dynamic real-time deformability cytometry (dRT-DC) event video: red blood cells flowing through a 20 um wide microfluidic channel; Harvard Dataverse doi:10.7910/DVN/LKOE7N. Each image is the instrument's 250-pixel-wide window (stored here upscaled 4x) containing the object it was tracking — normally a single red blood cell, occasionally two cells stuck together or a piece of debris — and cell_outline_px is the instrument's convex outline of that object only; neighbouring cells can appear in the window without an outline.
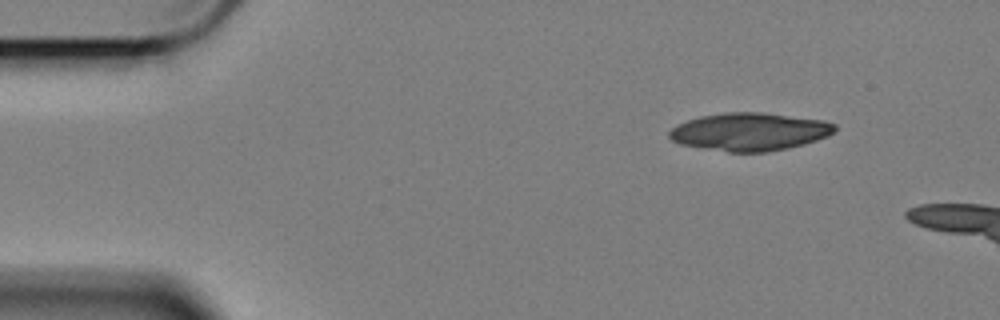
{"species": "Egyptian fruit bat (a non-hibernating species)", "species_latin": "Rousettus aegyptiacus", "temperature_condition": "cold", "stored_images_in_passage": 11, "camera_frame_rate_fps": 3000, "um_per_image_px": 0.085, "animal": {"sex": "female"}, "frame": {"image": 1, "passage_image": 1, "time_ms": 0.0, "image_size_px": [1000, 320], "cell_outline_px": [[836, 132], [828, 136], [804, 144], [788, 148], [768, 152], [728, 152], [680, 144], [672, 140], [668, 136], [668, 132], [676, 124], [700, 116], [724, 112], [760, 112], [824, 120], [836, 124]], "centroid_in_image_um": [63.72, 11.19], "position_along_channel_um": 21.3, "area_um2": 36.7}}